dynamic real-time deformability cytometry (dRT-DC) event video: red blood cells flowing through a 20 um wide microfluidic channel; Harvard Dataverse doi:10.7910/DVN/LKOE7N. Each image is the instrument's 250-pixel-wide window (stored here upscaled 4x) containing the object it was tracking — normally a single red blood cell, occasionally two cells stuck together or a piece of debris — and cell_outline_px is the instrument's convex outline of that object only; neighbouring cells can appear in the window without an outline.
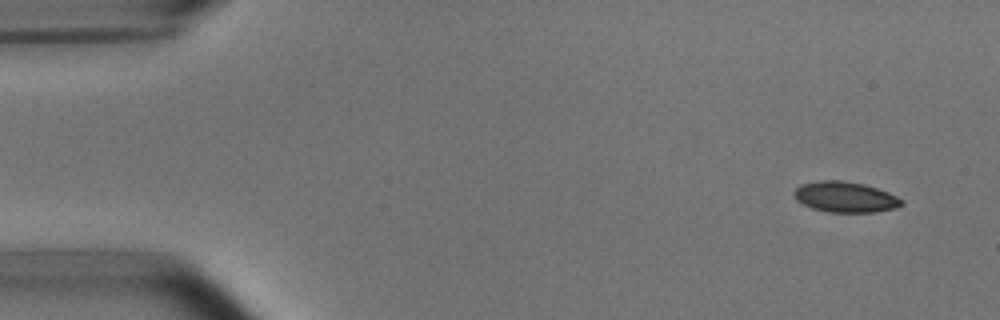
{"species": "common noctule bat (a hibernating species)", "species_latin": "Nyctalus noctula", "temperature_condition": "room temperature", "stored_images_in_passage": 6, "camera_frame_rate_fps": 3000, "um_per_image_px": 0.085, "animal": {"sex": "male", "body_mass_g": 15.6}, "frame": {"image": 1, "passage_image": 1, "time_ms": 0.0, "image_size_px": [1000, 320], "cell_outline_px": [[904, 204], [896, 208], [872, 212], [828, 212], [812, 208], [796, 200], [792, 196], [792, 192], [800, 184], [820, 180], [840, 180], [864, 184], [888, 192], [904, 200]], "centroid_in_image_um": [71.82, 16.74], "position_along_channel_um": 13.2, "area_um2": 19.31}}
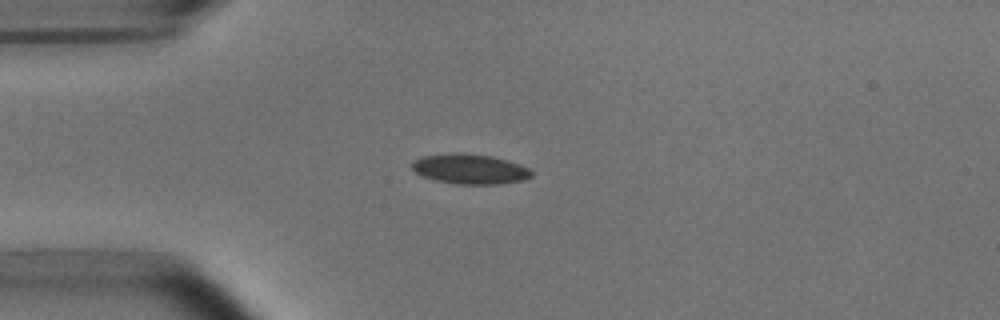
{"frame": {"image": 2, "passage_image": 4, "time_ms": 3.333, "image_size_px": [1000, 320], "cell_outline_px": [[532, 176], [524, 180], [496, 184], [460, 184], [436, 180], [424, 176], [416, 172], [412, 168], [412, 160], [420, 156], [456, 152], [464, 152], [492, 156], [508, 160], [528, 168], [532, 172]], "centroid_in_image_um": [39.93, 14.34], "position_along_channel_um": 45.1, "area_um2": 20.92}}
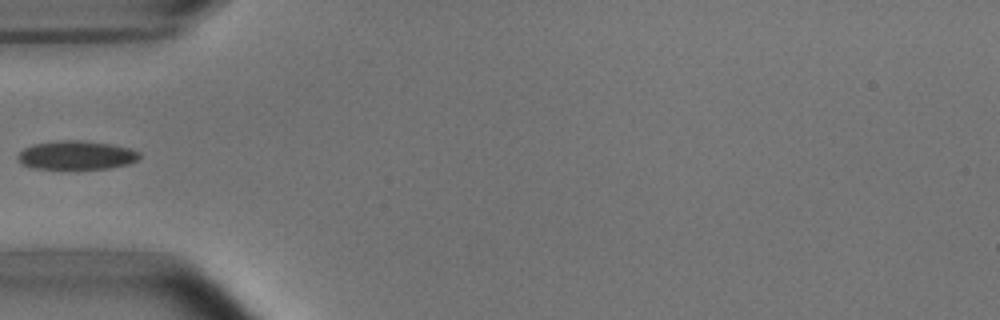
{"frame": {"image": 3, "passage_image": 5, "time_ms": 4.667, "image_size_px": [1000, 320], "cell_outline_px": [[140, 156], [136, 160], [128, 164], [108, 168], [32, 168], [20, 164], [16, 156], [24, 148], [32, 144], [56, 140], [80, 140], [112, 144], [132, 148], [140, 152]], "centroid_in_image_um": [6.47, 13.17], "position_along_channel_um": 78.5, "area_um2": 20.46}}